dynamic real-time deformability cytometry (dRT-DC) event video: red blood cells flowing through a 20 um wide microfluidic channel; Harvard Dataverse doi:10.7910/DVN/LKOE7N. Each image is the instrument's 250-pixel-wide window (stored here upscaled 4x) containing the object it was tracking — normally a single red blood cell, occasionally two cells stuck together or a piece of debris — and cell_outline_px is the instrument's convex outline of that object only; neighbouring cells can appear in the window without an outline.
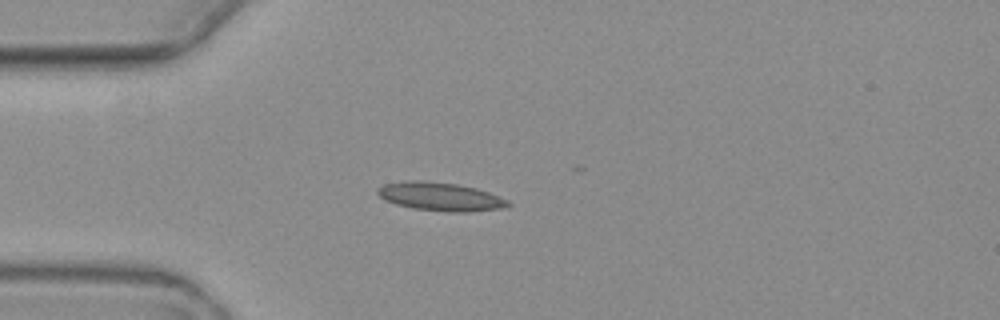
{"species": "common noctule bat (a hibernating species)", "species_latin": "Nyctalus noctula", "temperature_condition": "warm", "stored_images_in_passage": 4, "camera_frame_rate_fps": 3000, "um_per_image_px": 0.085, "animal": {"sex": "female", "body_mass_g": 19.3, "forearm_length_mm": 54.1}, "frame": {"image": 1, "passage_image": 3, "time_ms": 3.333, "image_size_px": [1000, 320], "cell_outline_px": [[512, 204], [500, 208], [468, 212], [452, 212], [412, 208], [396, 204], [384, 200], [376, 192], [376, 188], [384, 184], [412, 180], [456, 184], [476, 188], [488, 192], [508, 200]], "centroid_in_image_um": [37.4, 16.72], "position_along_channel_um": 47.6, "area_um2": 21.33}}